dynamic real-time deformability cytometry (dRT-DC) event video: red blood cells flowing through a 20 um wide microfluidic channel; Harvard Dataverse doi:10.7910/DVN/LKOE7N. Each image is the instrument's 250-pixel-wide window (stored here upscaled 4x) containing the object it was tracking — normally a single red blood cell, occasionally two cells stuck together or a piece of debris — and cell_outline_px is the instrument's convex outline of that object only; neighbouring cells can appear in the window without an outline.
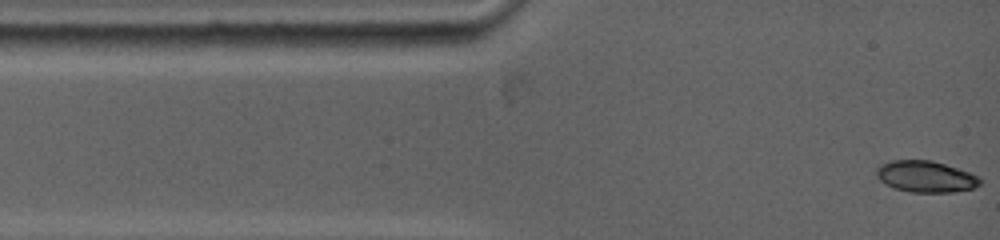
{"species": "common noctule bat (a hibernating species)", "species_latin": "Nyctalus noctula", "temperature_condition": "warm", "stored_images_in_passage": 52, "camera_frame_rate_fps": 5000, "um_per_image_px": 0.085, "animal": {"sex": "female", "body_mass_g": 19.0, "forearm_length_mm": 53.3}, "frame": {"image": 1, "passage_image": 1, "time_ms": 0.0, "image_size_px": [1000, 240], "cell_outline_px": [[980, 184], [976, 188], [952, 192], [912, 192], [892, 188], [880, 180], [876, 176], [876, 168], [880, 164], [892, 160], [932, 160], [980, 176]], "centroid_in_image_um": [78.67, 15.01], "position_along_channel_um": 6.3, "area_um2": 19.02}}
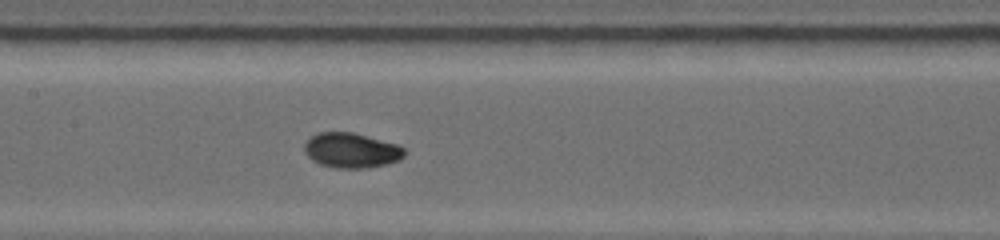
{"frame": {"image": 2, "passage_image": 23, "time_ms": 5.6, "image_size_px": [1000, 240], "cell_outline_px": [[408, 152], [400, 160], [388, 164], [368, 168], [336, 168], [320, 164], [312, 160], [304, 152], [304, 144], [312, 136], [320, 132], [352, 132], [400, 144]], "centroid_in_image_um": [29.92, 12.79], "position_along_channel_um": 177.5, "area_um2": 20.69}}
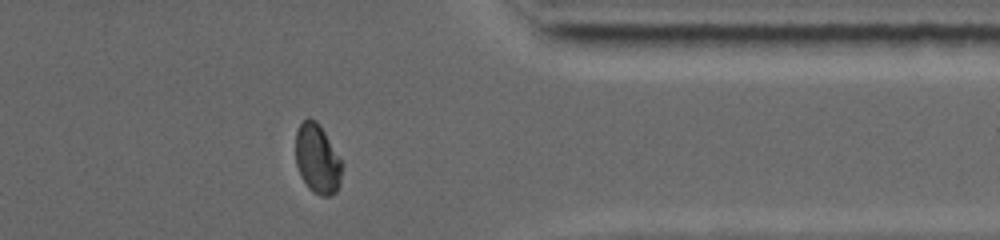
{"frame": {"image": 3, "passage_image": 45, "time_ms": 11.2, "image_size_px": [1000, 240], "cell_outline_px": [[340, 184], [336, 192], [328, 196], [320, 196], [312, 192], [308, 188], [300, 176], [296, 164], [296, 132], [300, 124], [308, 116], [316, 120], [324, 132], [340, 160]], "centroid_in_image_um": [26.93, 13.52], "position_along_channel_um": 384.5, "area_um2": 18.5}, "authors_computed_cell_mechanics": {"area_um2": 19.5942, "velocity_mm_per_s": 3.9006, "shape_relaxation_time_tau1_ms": 4.438, "shape_relaxation_time_tau2_ms": null, "deformation_change_tau1": 0.1872, "deformation_change_tau2": null}}